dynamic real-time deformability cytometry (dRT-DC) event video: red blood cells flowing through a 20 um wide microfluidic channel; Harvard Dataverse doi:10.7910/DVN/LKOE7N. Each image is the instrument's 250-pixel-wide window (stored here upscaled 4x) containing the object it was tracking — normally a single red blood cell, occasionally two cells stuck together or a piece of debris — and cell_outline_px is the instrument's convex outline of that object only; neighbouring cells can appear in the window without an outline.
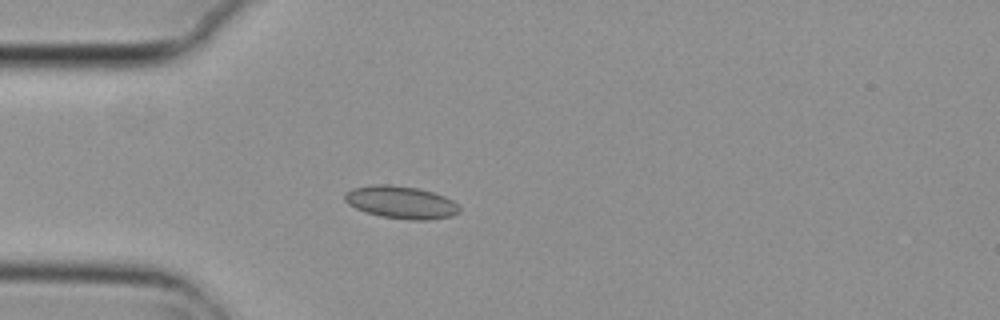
{"species": "common noctule bat (a hibernating species)", "species_latin": "Nyctalus noctula", "temperature_condition": "cold", "stored_images_in_passage": 4, "camera_frame_rate_fps": 3000, "um_per_image_px": 0.085, "animal": {"sex": "female", "body_mass_g": 29.2, "forearm_length_mm": 56.3}, "frame": {"image": 1, "passage_image": 3, "time_ms": 0.667, "image_size_px": [1000, 320], "cell_outline_px": [[460, 212], [452, 216], [428, 220], [412, 220], [380, 216], [356, 208], [348, 204], [344, 200], [344, 192], [352, 188], [372, 184], [388, 184], [420, 188], [444, 196], [452, 200], [460, 208]], "centroid_in_image_um": [34.07, 17.18], "position_along_channel_um": 50.9, "area_um2": 21.85}}